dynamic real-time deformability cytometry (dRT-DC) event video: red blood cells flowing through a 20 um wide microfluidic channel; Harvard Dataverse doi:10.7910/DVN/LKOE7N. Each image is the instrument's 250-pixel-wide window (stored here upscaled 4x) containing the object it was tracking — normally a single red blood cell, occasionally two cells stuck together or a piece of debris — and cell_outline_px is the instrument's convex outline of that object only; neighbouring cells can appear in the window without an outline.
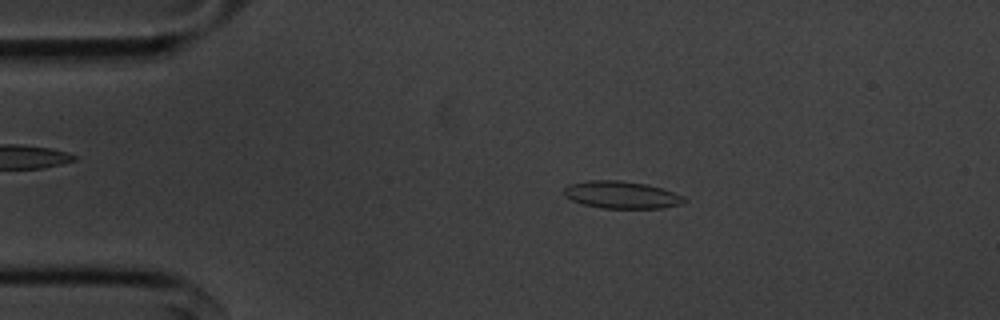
{"species": "common noctule bat (a hibernating species)", "species_latin": "Nyctalus noctula", "temperature_condition": "cold", "stored_images_in_passage": 54, "camera_frame_rate_fps": 3000, "um_per_image_px": 0.085, "animal": {"sex": "male", "body_mass_g": 20.1, "forearm_length_mm": 53.5}, "frame": {"image": 1, "passage_image": 10, "time_ms": 3.0, "image_size_px": [1000, 320], "cell_outline_px": [[688, 200], [684, 204], [660, 208], [600, 208], [584, 204], [572, 200], [564, 196], [564, 188], [568, 184], [588, 180], [620, 180], [648, 184], [684, 196]], "centroid_in_image_um": [52.84, 16.56], "position_along_channel_um": 32.2, "area_um2": 19.25}}
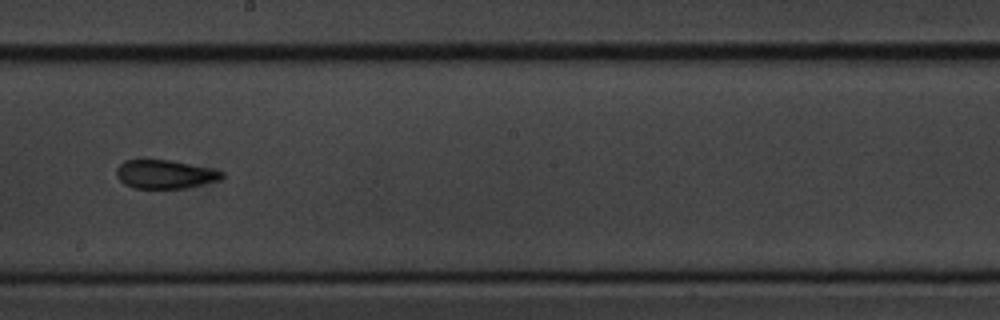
{"frame": {"image": 2, "passage_image": 30, "time_ms": 9.667, "image_size_px": [1000, 320], "cell_outline_px": [[224, 176], [220, 180], [184, 188], [136, 188], [124, 184], [116, 176], [116, 168], [124, 160], [172, 160], [208, 168], [224, 172]], "centroid_in_image_um": [14.0, 14.81], "position_along_channel_um": 234.2, "area_um2": 17.46}}
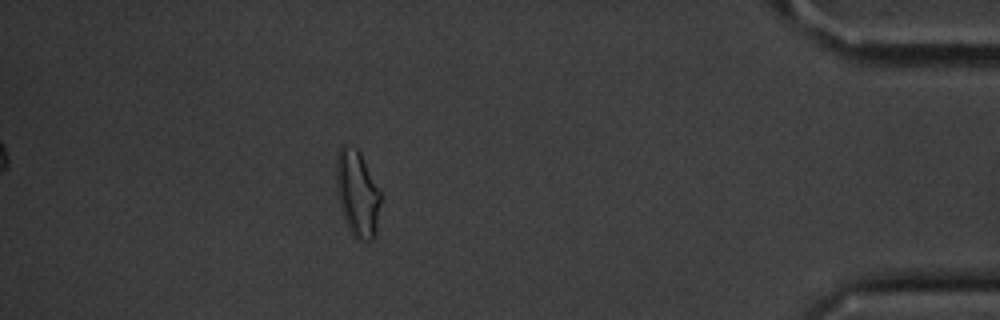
{"frame": {"image": 3, "passage_image": 48, "time_ms": 15.667, "image_size_px": [1000, 320], "cell_outline_px": [[380, 200], [376, 236], [372, 240], [360, 240], [352, 236], [344, 220], [336, 188], [336, 160], [340, 148], [344, 144], [356, 148], [360, 152], [380, 192]], "centroid_in_image_um": [30.36, 16.47], "position_along_channel_um": 404.8, "area_um2": 22.2}, "authors_computed_cell_mechanics": {"area_um2": 18.5538, "velocity_mm_per_s": 3.6412, "shape_relaxation_time_tau1_ms": 5.5953, "shape_relaxation_time_tau2_ms": 4.1137, "deformation_change_tau1": 0.1358, "deformation_change_tau2": 0.1155}}